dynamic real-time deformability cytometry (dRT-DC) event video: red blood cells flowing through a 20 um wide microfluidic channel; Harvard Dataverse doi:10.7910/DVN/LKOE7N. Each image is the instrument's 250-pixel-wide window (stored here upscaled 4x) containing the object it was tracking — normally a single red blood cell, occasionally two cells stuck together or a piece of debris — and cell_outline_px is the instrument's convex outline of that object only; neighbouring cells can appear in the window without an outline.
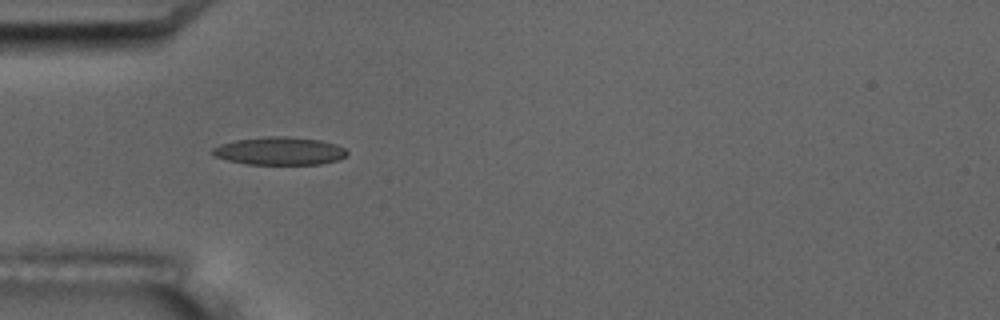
{"species": "common noctule bat (a hibernating species)", "species_latin": "Nyctalus noctula", "temperature_condition": "room temperature", "stored_images_in_passage": 4, "camera_frame_rate_fps": 3000, "um_per_image_px": 0.085, "animal": {"sex": "male", "body_mass_g": 17.5, "forearm_length_mm": 52.3}, "frame": {"image": 1, "passage_image": 1, "time_ms": 0.0, "image_size_px": [1000, 320], "cell_outline_px": [[348, 152], [344, 156], [336, 160], [320, 164], [248, 164], [228, 160], [216, 156], [212, 152], [212, 148], [220, 144], [236, 140], [268, 136], [288, 136], [320, 140], [336, 144], [344, 148]], "centroid_in_image_um": [23.77, 12.82], "position_along_channel_um": 61.2, "area_um2": 21.68}}
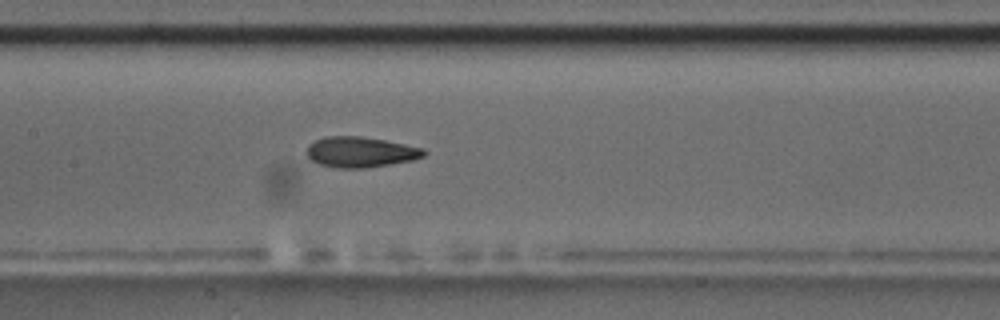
{"frame": {"image": 2, "passage_image": 4, "time_ms": 3.333, "image_size_px": [1000, 320], "cell_outline_px": [[428, 152], [424, 156], [412, 160], [364, 168], [336, 168], [320, 164], [312, 160], [304, 152], [308, 144], [316, 140], [328, 136], [360, 136], [384, 140], [424, 148]], "centroid_in_image_um": [30.62, 12.92], "position_along_channel_um": 176.8, "area_um2": 20.81}}